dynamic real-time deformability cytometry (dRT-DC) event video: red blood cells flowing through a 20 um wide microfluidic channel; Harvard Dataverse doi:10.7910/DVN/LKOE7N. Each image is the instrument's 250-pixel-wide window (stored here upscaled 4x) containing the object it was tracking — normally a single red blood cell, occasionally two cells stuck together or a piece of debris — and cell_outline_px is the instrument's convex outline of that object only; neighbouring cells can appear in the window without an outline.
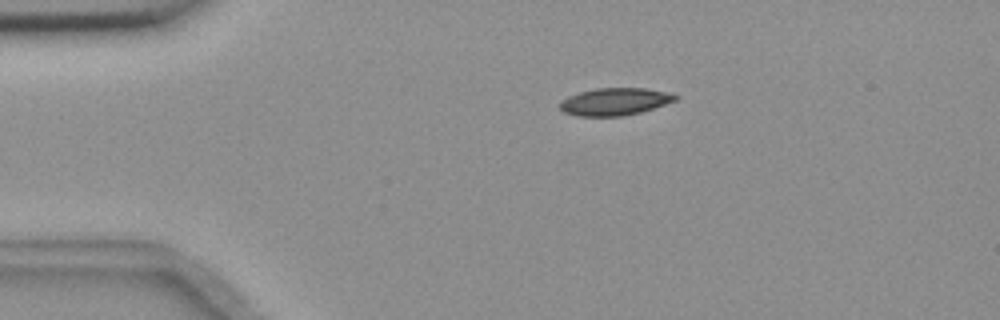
{"species": "common noctule bat (a hibernating species)", "species_latin": "Nyctalus noctula", "temperature_condition": "room temperature", "stored_images_in_passage": 45, "camera_frame_rate_fps": 3000, "um_per_image_px": 0.085, "animal": {"sex": "female", "body_mass_g": 18.4}, "frame": {"image": 1, "passage_image": 1, "time_ms": 0.0, "image_size_px": [1000, 320], "cell_outline_px": [[680, 96], [676, 100], [640, 112], [624, 116], [576, 116], [564, 112], [560, 108], [560, 100], [568, 96], [580, 92], [596, 88], [644, 88], [664, 92]], "centroid_in_image_um": [52.21, 8.64], "position_along_channel_um": 32.8, "area_um2": 18.26}}
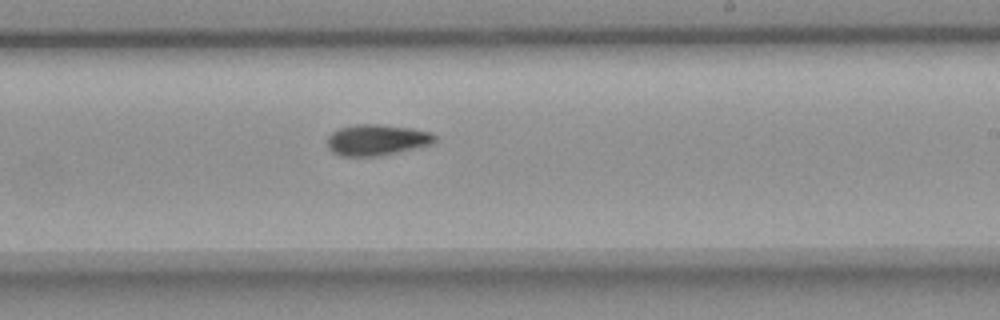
{"frame": {"image": 2, "passage_image": 23, "time_ms": 7.333, "image_size_px": [1000, 320], "cell_outline_px": [[436, 140], [432, 144], [416, 148], [380, 156], [340, 156], [332, 152], [328, 148], [328, 136], [332, 132], [340, 128], [356, 124], [380, 124], [412, 128], [432, 132], [436, 136]], "centroid_in_image_um": [32.04, 11.89], "position_along_channel_um": 257.0, "area_um2": 19.59}}
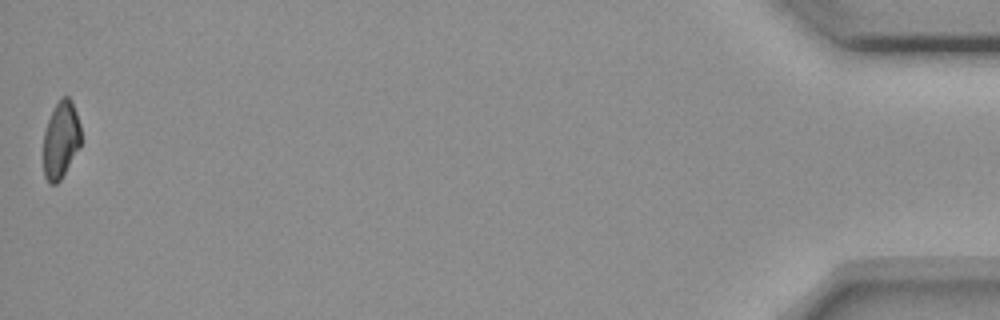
{"frame": {"image": 3, "passage_image": 45, "time_ms": 14.667, "image_size_px": [1000, 320], "cell_outline_px": [[80, 148], [60, 180], [56, 184], [48, 184], [44, 176], [44, 132], [48, 120], [60, 96], [68, 96], [72, 100], [80, 124]], "centroid_in_image_um": [5.18, 11.89], "position_along_channel_um": 430.0, "area_um2": 16.94}, "authors_computed_cell_mechanics": {"area_um2": 18.8428, "velocity_mm_per_s": 3.6703, "shape_relaxation_time_tau1_ms": 7.9194, "shape_relaxation_time_tau2_ms": null, "deformation_change_tau1": 0.1754, "deformation_change_tau2": null}}